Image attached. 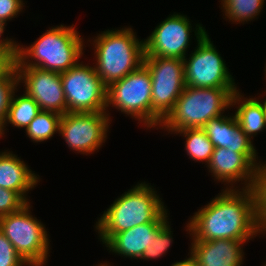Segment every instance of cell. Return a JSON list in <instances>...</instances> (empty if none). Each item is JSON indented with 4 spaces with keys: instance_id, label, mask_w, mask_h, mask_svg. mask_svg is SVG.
<instances>
[{
    "instance_id": "6da1fadb",
    "label": "cell",
    "mask_w": 266,
    "mask_h": 266,
    "mask_svg": "<svg viewBox=\"0 0 266 266\" xmlns=\"http://www.w3.org/2000/svg\"><path fill=\"white\" fill-rule=\"evenodd\" d=\"M195 240H252L266 234V188L222 189L185 226Z\"/></svg>"
},
{
    "instance_id": "7a4b0ae2",
    "label": "cell",
    "mask_w": 266,
    "mask_h": 266,
    "mask_svg": "<svg viewBox=\"0 0 266 266\" xmlns=\"http://www.w3.org/2000/svg\"><path fill=\"white\" fill-rule=\"evenodd\" d=\"M74 26L57 25L46 30L31 46L19 44L14 67H36L57 73L74 67L83 56L85 46Z\"/></svg>"
},
{
    "instance_id": "3957f363",
    "label": "cell",
    "mask_w": 266,
    "mask_h": 266,
    "mask_svg": "<svg viewBox=\"0 0 266 266\" xmlns=\"http://www.w3.org/2000/svg\"><path fill=\"white\" fill-rule=\"evenodd\" d=\"M155 190L144 181L115 199L95 223L100 242L105 244L114 234L153 222L166 209Z\"/></svg>"
},
{
    "instance_id": "277c9868",
    "label": "cell",
    "mask_w": 266,
    "mask_h": 266,
    "mask_svg": "<svg viewBox=\"0 0 266 266\" xmlns=\"http://www.w3.org/2000/svg\"><path fill=\"white\" fill-rule=\"evenodd\" d=\"M95 70L106 87L138 69L144 61V40L131 27L101 32L93 41Z\"/></svg>"
},
{
    "instance_id": "5b68a950",
    "label": "cell",
    "mask_w": 266,
    "mask_h": 266,
    "mask_svg": "<svg viewBox=\"0 0 266 266\" xmlns=\"http://www.w3.org/2000/svg\"><path fill=\"white\" fill-rule=\"evenodd\" d=\"M237 88H193L185 86L173 109L162 120L159 129L174 133L184 129L203 128L210 120L223 115L231 106Z\"/></svg>"
},
{
    "instance_id": "8992f818",
    "label": "cell",
    "mask_w": 266,
    "mask_h": 266,
    "mask_svg": "<svg viewBox=\"0 0 266 266\" xmlns=\"http://www.w3.org/2000/svg\"><path fill=\"white\" fill-rule=\"evenodd\" d=\"M30 202L20 210L0 217V231L29 266H44L50 253L45 225L33 217Z\"/></svg>"
},
{
    "instance_id": "52a82bcc",
    "label": "cell",
    "mask_w": 266,
    "mask_h": 266,
    "mask_svg": "<svg viewBox=\"0 0 266 266\" xmlns=\"http://www.w3.org/2000/svg\"><path fill=\"white\" fill-rule=\"evenodd\" d=\"M151 74V128L160 126L185 88L183 59L144 57Z\"/></svg>"
},
{
    "instance_id": "ba28073f",
    "label": "cell",
    "mask_w": 266,
    "mask_h": 266,
    "mask_svg": "<svg viewBox=\"0 0 266 266\" xmlns=\"http://www.w3.org/2000/svg\"><path fill=\"white\" fill-rule=\"evenodd\" d=\"M152 82L148 68L142 64L124 78L107 87V109L112 105L122 113L151 128Z\"/></svg>"
},
{
    "instance_id": "9c48e42d",
    "label": "cell",
    "mask_w": 266,
    "mask_h": 266,
    "mask_svg": "<svg viewBox=\"0 0 266 266\" xmlns=\"http://www.w3.org/2000/svg\"><path fill=\"white\" fill-rule=\"evenodd\" d=\"M67 103V112H108L107 87L94 66L78 62L60 73Z\"/></svg>"
},
{
    "instance_id": "30bf717a",
    "label": "cell",
    "mask_w": 266,
    "mask_h": 266,
    "mask_svg": "<svg viewBox=\"0 0 266 266\" xmlns=\"http://www.w3.org/2000/svg\"><path fill=\"white\" fill-rule=\"evenodd\" d=\"M192 29V23L187 15L173 13L155 27L152 33L144 39V57L178 58L187 57L192 31L197 41H200L207 31L202 24L197 23Z\"/></svg>"
},
{
    "instance_id": "8fae6325",
    "label": "cell",
    "mask_w": 266,
    "mask_h": 266,
    "mask_svg": "<svg viewBox=\"0 0 266 266\" xmlns=\"http://www.w3.org/2000/svg\"><path fill=\"white\" fill-rule=\"evenodd\" d=\"M185 86L193 88H238L208 33L189 58H184Z\"/></svg>"
},
{
    "instance_id": "7c38bea8",
    "label": "cell",
    "mask_w": 266,
    "mask_h": 266,
    "mask_svg": "<svg viewBox=\"0 0 266 266\" xmlns=\"http://www.w3.org/2000/svg\"><path fill=\"white\" fill-rule=\"evenodd\" d=\"M107 112H67L61 117L59 135L68 147L81 154H92L101 148L107 139L110 126Z\"/></svg>"
},
{
    "instance_id": "4fadbf2b",
    "label": "cell",
    "mask_w": 266,
    "mask_h": 266,
    "mask_svg": "<svg viewBox=\"0 0 266 266\" xmlns=\"http://www.w3.org/2000/svg\"><path fill=\"white\" fill-rule=\"evenodd\" d=\"M206 167L216 181L227 185L226 189H235L240 181L242 189L266 188V176L244 154L231 149L214 147Z\"/></svg>"
},
{
    "instance_id": "5bb4252c",
    "label": "cell",
    "mask_w": 266,
    "mask_h": 266,
    "mask_svg": "<svg viewBox=\"0 0 266 266\" xmlns=\"http://www.w3.org/2000/svg\"><path fill=\"white\" fill-rule=\"evenodd\" d=\"M18 83H24L25 93L35 100L41 111L60 115L67 113V103L60 73L36 67H15Z\"/></svg>"
},
{
    "instance_id": "9a60e30c",
    "label": "cell",
    "mask_w": 266,
    "mask_h": 266,
    "mask_svg": "<svg viewBox=\"0 0 266 266\" xmlns=\"http://www.w3.org/2000/svg\"><path fill=\"white\" fill-rule=\"evenodd\" d=\"M231 115L210 119L202 129L214 147H224L244 154L266 176V161L262 163L257 160L258 153L252 140L243 133L236 116L233 113Z\"/></svg>"
},
{
    "instance_id": "2e32d148",
    "label": "cell",
    "mask_w": 266,
    "mask_h": 266,
    "mask_svg": "<svg viewBox=\"0 0 266 266\" xmlns=\"http://www.w3.org/2000/svg\"><path fill=\"white\" fill-rule=\"evenodd\" d=\"M167 210L165 209L153 222L114 234L105 243L107 250L124 258L140 260L151 240H154L155 235L169 222Z\"/></svg>"
},
{
    "instance_id": "e0dca14e",
    "label": "cell",
    "mask_w": 266,
    "mask_h": 266,
    "mask_svg": "<svg viewBox=\"0 0 266 266\" xmlns=\"http://www.w3.org/2000/svg\"><path fill=\"white\" fill-rule=\"evenodd\" d=\"M191 238L189 253L198 266H242L244 261L243 246L249 240L200 241L195 240L192 236Z\"/></svg>"
},
{
    "instance_id": "ac0fdd59",
    "label": "cell",
    "mask_w": 266,
    "mask_h": 266,
    "mask_svg": "<svg viewBox=\"0 0 266 266\" xmlns=\"http://www.w3.org/2000/svg\"><path fill=\"white\" fill-rule=\"evenodd\" d=\"M38 176V177H37ZM40 181L28 165L12 151L0 152V187L18 192L27 202V193Z\"/></svg>"
},
{
    "instance_id": "d6986e66",
    "label": "cell",
    "mask_w": 266,
    "mask_h": 266,
    "mask_svg": "<svg viewBox=\"0 0 266 266\" xmlns=\"http://www.w3.org/2000/svg\"><path fill=\"white\" fill-rule=\"evenodd\" d=\"M239 89L232 95L231 106H236L237 110L234 113L240 128L243 133L250 139H253L258 132L266 129V115L262 104V99L259 98H245ZM244 97V98H243Z\"/></svg>"
},
{
    "instance_id": "ffe728a7",
    "label": "cell",
    "mask_w": 266,
    "mask_h": 266,
    "mask_svg": "<svg viewBox=\"0 0 266 266\" xmlns=\"http://www.w3.org/2000/svg\"><path fill=\"white\" fill-rule=\"evenodd\" d=\"M17 91L18 90L16 89L12 94L6 119L0 128V138L5 134L4 131L7 130V124H11L12 127L24 128L26 130L30 122L41 111L40 107L33 98L26 93L17 96L15 94Z\"/></svg>"
},
{
    "instance_id": "44dd1931",
    "label": "cell",
    "mask_w": 266,
    "mask_h": 266,
    "mask_svg": "<svg viewBox=\"0 0 266 266\" xmlns=\"http://www.w3.org/2000/svg\"><path fill=\"white\" fill-rule=\"evenodd\" d=\"M186 137L185 150L193 161L205 162L207 165L212 157L214 146L202 128L184 129L174 132Z\"/></svg>"
},
{
    "instance_id": "7402d4cb",
    "label": "cell",
    "mask_w": 266,
    "mask_h": 266,
    "mask_svg": "<svg viewBox=\"0 0 266 266\" xmlns=\"http://www.w3.org/2000/svg\"><path fill=\"white\" fill-rule=\"evenodd\" d=\"M221 9L229 21L246 23L252 21L263 10L265 0H220Z\"/></svg>"
},
{
    "instance_id": "603a6c76",
    "label": "cell",
    "mask_w": 266,
    "mask_h": 266,
    "mask_svg": "<svg viewBox=\"0 0 266 266\" xmlns=\"http://www.w3.org/2000/svg\"><path fill=\"white\" fill-rule=\"evenodd\" d=\"M62 115L52 111H40L26 128V135L35 142H43L59 133Z\"/></svg>"
},
{
    "instance_id": "cb8c5ba5",
    "label": "cell",
    "mask_w": 266,
    "mask_h": 266,
    "mask_svg": "<svg viewBox=\"0 0 266 266\" xmlns=\"http://www.w3.org/2000/svg\"><path fill=\"white\" fill-rule=\"evenodd\" d=\"M18 86V75L13 65L0 77V128L6 119L12 94Z\"/></svg>"
},
{
    "instance_id": "d4e9b609",
    "label": "cell",
    "mask_w": 266,
    "mask_h": 266,
    "mask_svg": "<svg viewBox=\"0 0 266 266\" xmlns=\"http://www.w3.org/2000/svg\"><path fill=\"white\" fill-rule=\"evenodd\" d=\"M169 222L155 235V239L151 240V243L144 251L141 260H151L161 258L167 251L171 243L173 242V233L171 231Z\"/></svg>"
},
{
    "instance_id": "484cf974",
    "label": "cell",
    "mask_w": 266,
    "mask_h": 266,
    "mask_svg": "<svg viewBox=\"0 0 266 266\" xmlns=\"http://www.w3.org/2000/svg\"><path fill=\"white\" fill-rule=\"evenodd\" d=\"M27 203L18 192L0 187V217L20 210Z\"/></svg>"
},
{
    "instance_id": "4316f807",
    "label": "cell",
    "mask_w": 266,
    "mask_h": 266,
    "mask_svg": "<svg viewBox=\"0 0 266 266\" xmlns=\"http://www.w3.org/2000/svg\"><path fill=\"white\" fill-rule=\"evenodd\" d=\"M29 266L0 231V266Z\"/></svg>"
},
{
    "instance_id": "83f0119b",
    "label": "cell",
    "mask_w": 266,
    "mask_h": 266,
    "mask_svg": "<svg viewBox=\"0 0 266 266\" xmlns=\"http://www.w3.org/2000/svg\"><path fill=\"white\" fill-rule=\"evenodd\" d=\"M23 2V0H0V21L7 24V21L20 14L25 6Z\"/></svg>"
},
{
    "instance_id": "f1b7e54d",
    "label": "cell",
    "mask_w": 266,
    "mask_h": 266,
    "mask_svg": "<svg viewBox=\"0 0 266 266\" xmlns=\"http://www.w3.org/2000/svg\"><path fill=\"white\" fill-rule=\"evenodd\" d=\"M5 26H7V24L0 21V51L7 54L13 61H15L18 56L19 43L8 37H1L5 31Z\"/></svg>"
},
{
    "instance_id": "f546056e",
    "label": "cell",
    "mask_w": 266,
    "mask_h": 266,
    "mask_svg": "<svg viewBox=\"0 0 266 266\" xmlns=\"http://www.w3.org/2000/svg\"><path fill=\"white\" fill-rule=\"evenodd\" d=\"M14 64V61L0 51V77L3 76Z\"/></svg>"
},
{
    "instance_id": "4dcf8cb0",
    "label": "cell",
    "mask_w": 266,
    "mask_h": 266,
    "mask_svg": "<svg viewBox=\"0 0 266 266\" xmlns=\"http://www.w3.org/2000/svg\"><path fill=\"white\" fill-rule=\"evenodd\" d=\"M171 266H198V265H197V262L191 256H189L183 261H179V262L176 261Z\"/></svg>"
},
{
    "instance_id": "1f68e13d",
    "label": "cell",
    "mask_w": 266,
    "mask_h": 266,
    "mask_svg": "<svg viewBox=\"0 0 266 266\" xmlns=\"http://www.w3.org/2000/svg\"><path fill=\"white\" fill-rule=\"evenodd\" d=\"M262 104H263V106H264V109H265V115H266V99H264V100L262 101Z\"/></svg>"
},
{
    "instance_id": "d6a6232c",
    "label": "cell",
    "mask_w": 266,
    "mask_h": 266,
    "mask_svg": "<svg viewBox=\"0 0 266 266\" xmlns=\"http://www.w3.org/2000/svg\"><path fill=\"white\" fill-rule=\"evenodd\" d=\"M109 263H107V261H106V263H100V264H98V266H110V264L108 265Z\"/></svg>"
}]
</instances>
